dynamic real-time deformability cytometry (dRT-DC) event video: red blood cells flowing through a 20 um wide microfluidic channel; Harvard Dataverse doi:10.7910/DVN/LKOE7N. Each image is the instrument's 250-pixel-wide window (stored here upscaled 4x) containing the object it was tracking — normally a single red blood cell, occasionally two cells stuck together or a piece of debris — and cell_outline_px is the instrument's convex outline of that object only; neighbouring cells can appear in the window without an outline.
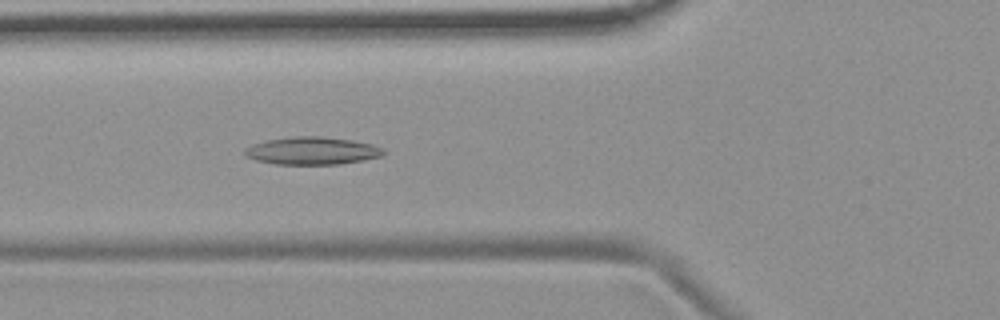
{"species": "common noctule bat (a hibernating species)", "species_latin": "Nyctalus noctula", "temperature_condition": "room temperature", "stored_images_in_passage": 44, "camera_frame_rate_fps": 3000, "um_per_image_px": 0.085, "animal": {"sex": "female", "body_mass_g": 19.9}, "frame": {"image": 1, "passage_image": 20, "time_ms": 6.333, "image_size_px": [1000, 320], "cell_outline_px": [[384, 152], [380, 156], [364, 160], [340, 164], [276, 164], [256, 160], [244, 156], [244, 148], [252, 144], [264, 140], [296, 136], [320, 136], [352, 140], [372, 144], [384, 148]], "centroid_in_image_um": [26.49, 12.81], "position_along_channel_um": 99.3, "area_um2": 22.43}}
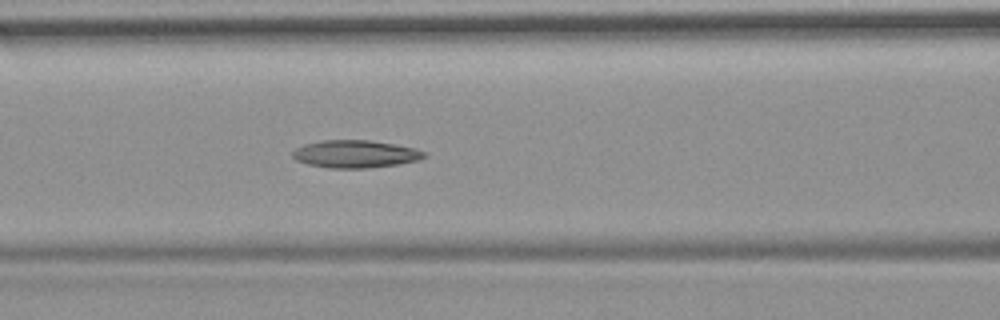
{"frame": {"image": 2, "passage_image": 23, "time_ms": 7.333, "image_size_px": [1000, 320], "cell_outline_px": [[428, 156], [420, 160], [396, 164], [368, 168], [328, 168], [308, 164], [296, 160], [292, 156], [292, 152], [296, 148], [304, 144], [324, 140], [368, 140], [416, 148], [428, 152]], "centroid_in_image_um": [30.23, 13.09], "position_along_channel_um": 136.4, "area_um2": 21.21}}
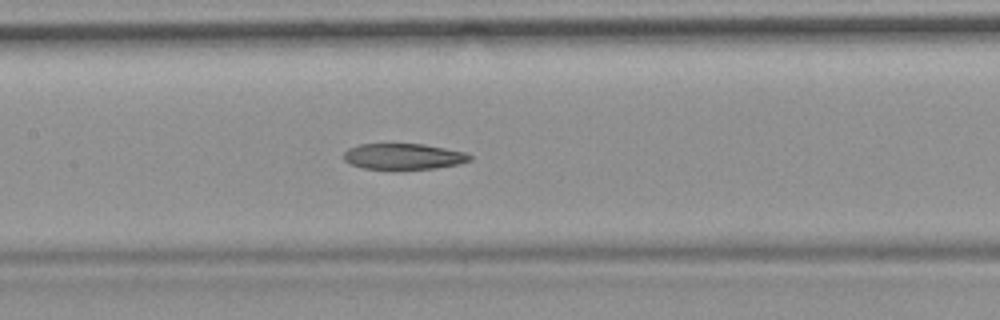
{"frame": {"image": 3, "passage_image": 26, "time_ms": 8.333, "image_size_px": [1000, 320], "cell_outline_px": [[472, 160], [460, 164], [436, 168], [396, 172], [364, 168], [352, 164], [344, 160], [344, 152], [348, 148], [360, 144], [424, 144], [464, 152], [472, 156]], "centroid_in_image_um": [34.3, 13.34], "position_along_channel_um": 173.1, "area_um2": 19.77}}